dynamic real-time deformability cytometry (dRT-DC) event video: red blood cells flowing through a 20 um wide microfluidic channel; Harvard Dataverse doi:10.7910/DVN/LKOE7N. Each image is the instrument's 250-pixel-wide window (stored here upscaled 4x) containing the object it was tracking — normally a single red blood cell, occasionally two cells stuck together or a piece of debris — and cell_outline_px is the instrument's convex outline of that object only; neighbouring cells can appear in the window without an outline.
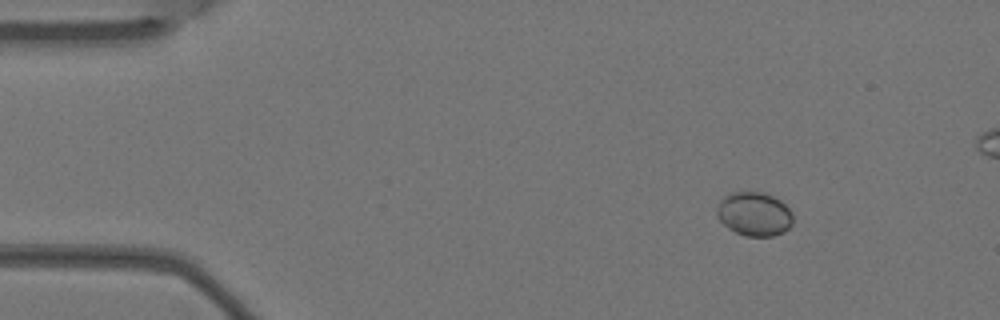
{"species": "Egyptian fruit bat (a non-hibernating species)", "species_latin": "Rousettus aegyptiacus", "temperature_condition": "warm", "stored_images_in_passage": 7, "camera_frame_rate_fps": 3000, "um_per_image_px": 0.085, "animal": {"sex": "female"}, "frame": {"image": 1, "passage_image": 1, "time_ms": 0.0, "image_size_px": [1000, 320], "cell_outline_px": [[792, 224], [784, 232], [772, 236], [744, 236], [728, 228], [716, 216], [716, 208], [720, 200], [724, 196], [732, 192], [764, 192], [780, 200], [792, 212]], "centroid_in_image_um": [64.09, 18.19], "position_along_channel_um": 20.9, "area_um2": 19.54}}
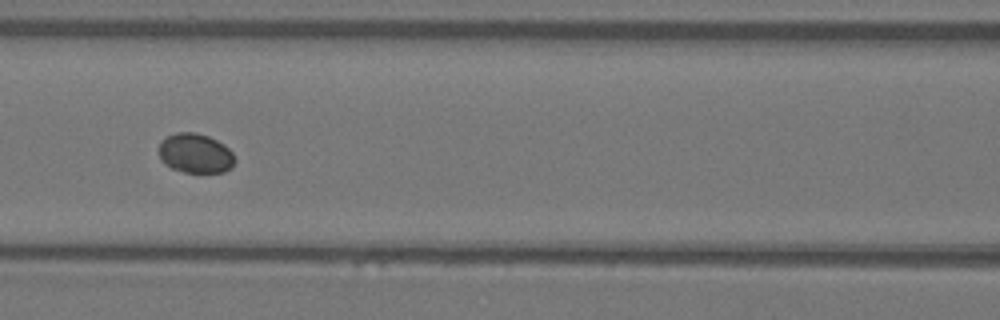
{"frame": {"image": 2, "passage_image": 6, "time_ms": 1.667, "image_size_px": [1000, 320], "cell_outline_px": [[236, 160], [232, 168], [224, 172], [184, 172], [172, 168], [164, 164], [160, 160], [160, 140], [176, 132], [196, 132], [208, 136], [224, 144], [232, 152]], "centroid_in_image_um": [16.62, 13.03], "position_along_channel_um": 150.0, "area_um2": 17.63}}
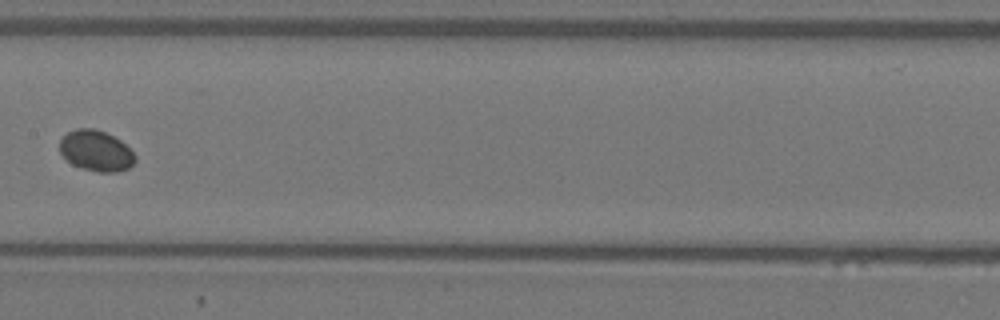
{"frame": {"image": 3, "passage_image": 7, "time_ms": 2.0, "image_size_px": [1000, 320], "cell_outline_px": [[136, 160], [128, 168], [116, 172], [96, 172], [80, 168], [72, 164], [60, 152], [60, 140], [68, 132], [76, 128], [92, 128], [104, 132], [120, 140], [136, 156]], "centroid_in_image_um": [8.15, 12.83], "position_along_channel_um": 199.2, "area_um2": 17.74}}